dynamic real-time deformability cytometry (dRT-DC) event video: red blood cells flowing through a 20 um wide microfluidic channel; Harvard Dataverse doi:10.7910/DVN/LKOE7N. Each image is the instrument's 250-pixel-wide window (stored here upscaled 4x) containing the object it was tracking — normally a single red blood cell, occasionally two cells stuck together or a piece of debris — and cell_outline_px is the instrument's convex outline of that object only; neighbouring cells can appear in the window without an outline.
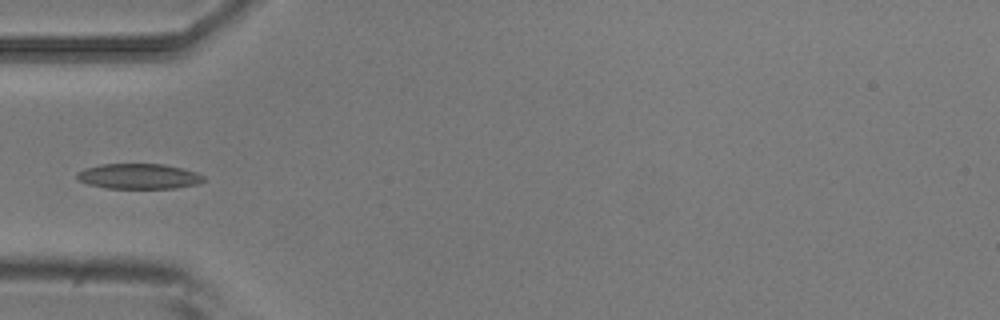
{"species": "common noctule bat (a hibernating species)", "species_latin": "Nyctalus noctula", "temperature_condition": "room temperature", "stored_images_in_passage": 5, "camera_frame_rate_fps": 3000, "um_per_image_px": 0.085, "animal": {"sex": "male", "body_mass_g": 20.5, "forearm_length_mm": 52.5}, "frame": {"image": 1, "passage_image": 5, "time_ms": 1.333, "image_size_px": [1000, 320], "cell_outline_px": [[204, 180], [196, 184], [176, 188], [104, 188], [88, 184], [80, 180], [76, 176], [84, 168], [100, 164], [164, 164], [184, 168], [196, 172], [204, 176]], "centroid_in_image_um": [11.81, 14.98], "position_along_channel_um": 73.2, "area_um2": 18.61}}